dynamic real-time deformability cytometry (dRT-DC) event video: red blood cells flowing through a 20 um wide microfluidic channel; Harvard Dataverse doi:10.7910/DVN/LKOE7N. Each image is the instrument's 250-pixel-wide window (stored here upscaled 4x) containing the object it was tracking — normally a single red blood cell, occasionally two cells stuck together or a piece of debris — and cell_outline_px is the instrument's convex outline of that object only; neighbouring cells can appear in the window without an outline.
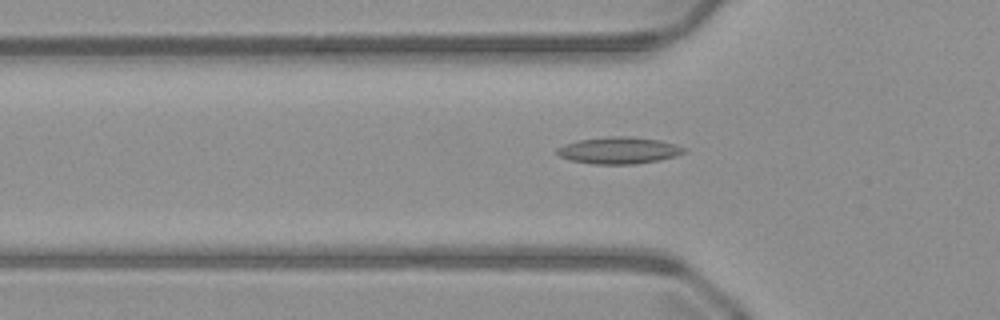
{"species": "common noctule bat (a hibernating species)", "species_latin": "Nyctalus noctula", "temperature_condition": "warm", "stored_images_in_passage": 51, "camera_frame_rate_fps": 3000, "um_per_image_px": 0.085, "animal": {"sex": "male", "body_mass_g": 23.1, "forearm_length_mm": 52.7}, "frame": {"image": 1, "passage_image": 17, "time_ms": 5.333, "image_size_px": [1000, 320], "cell_outline_px": [[688, 148], [684, 152], [676, 156], [660, 160], [636, 164], [592, 164], [568, 160], [560, 156], [556, 152], [556, 148], [564, 144], [580, 140], [612, 136], [632, 136], [660, 140], [676, 144]], "centroid_in_image_um": [52.62, 12.79], "position_along_channel_um": 73.2, "area_um2": 20.0}}
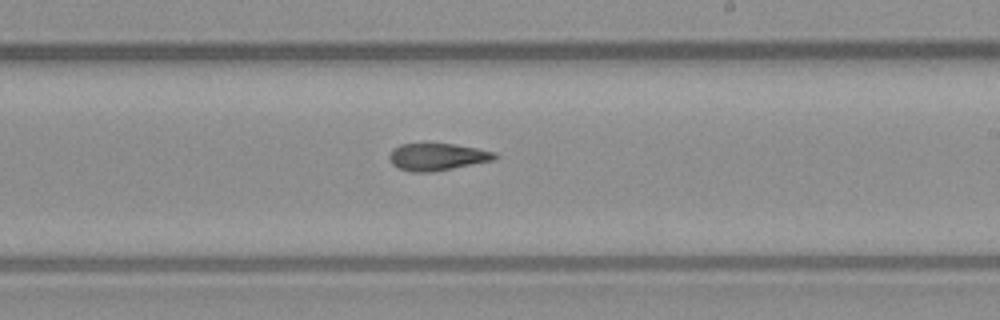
{"frame": {"image": 2, "passage_image": 30, "time_ms": 9.667, "image_size_px": [1000, 320], "cell_outline_px": [[500, 156], [492, 160], [436, 172], [412, 172], [396, 168], [392, 164], [388, 156], [400, 144], [456, 144], [496, 152]], "centroid_in_image_um": [37.18, 13.35], "position_along_channel_um": 251.8, "area_um2": 16.7}}
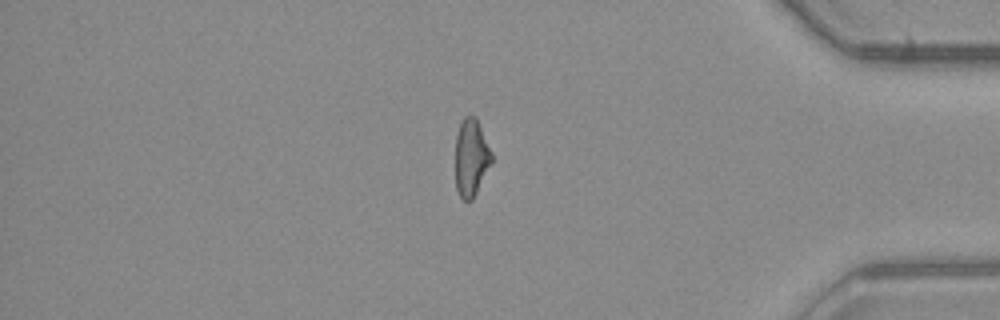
{"frame": {"image": 3, "passage_image": 43, "time_ms": 14.0, "image_size_px": [1000, 320], "cell_outline_px": [[492, 164], [472, 200], [464, 200], [460, 196], [456, 188], [456, 136], [460, 120], [464, 116], [476, 116], [492, 152]], "centroid_in_image_um": [40.06, 13.37], "position_along_channel_um": 395.1, "area_um2": 16.47}, "authors_computed_cell_mechanics": {"area_um2": 17.34, "velocity_mm_per_s": 4.0927, "shape_relaxation_time_tau1_ms": null, "shape_relaxation_time_tau2_ms": 5.2383, "deformation_change_tau1": null, "deformation_change_tau2": 0.1545}}